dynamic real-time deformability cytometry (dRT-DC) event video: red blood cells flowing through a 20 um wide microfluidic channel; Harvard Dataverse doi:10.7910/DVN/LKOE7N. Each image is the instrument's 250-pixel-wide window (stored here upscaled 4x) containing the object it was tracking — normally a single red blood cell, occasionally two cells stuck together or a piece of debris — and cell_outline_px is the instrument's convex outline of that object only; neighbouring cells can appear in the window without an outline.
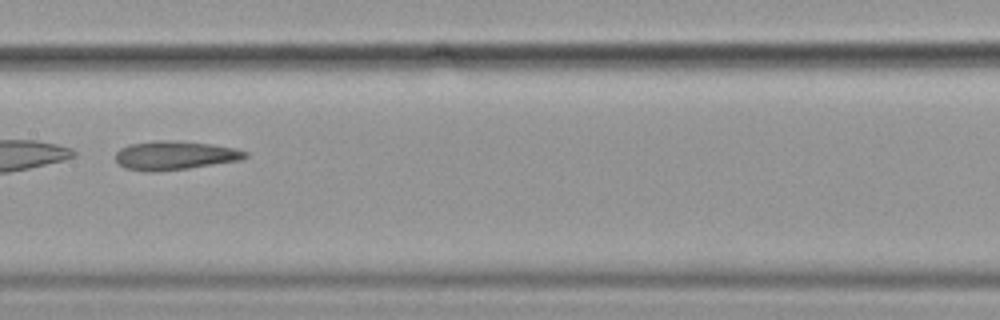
{"species": "common noctule bat (a hibernating species)", "species_latin": "Nyctalus noctula", "temperature_condition": "cold", "stored_images_in_passage": 38, "camera_frame_rate_fps": 3000, "um_per_image_px": 0.085, "animal": {"sex": "female", "body_mass_g": 19.9}, "frame": {"image": 1, "passage_image": 12, "time_ms": 3.667, "image_size_px": [1000, 320], "cell_outline_px": [[248, 156], [240, 160], [188, 168], [156, 172], [148, 172], [124, 168], [116, 160], [116, 152], [120, 148], [132, 144], [160, 140], [172, 140], [212, 144], [236, 148], [248, 152]], "centroid_in_image_um": [14.87, 13.21], "position_along_channel_um": 192.5, "area_um2": 21.73}, "authors_computed_cell_mechanics": {"area_um2": 22.4553, "velocity_mm_per_s": 3.5771, "shape_relaxation_time_tau1_ms": 0.3911, "shape_relaxation_time_tau2_ms": 6.6746, "deformation_change_tau1": 0.1973, "deformation_change_tau2": 0.1586}}